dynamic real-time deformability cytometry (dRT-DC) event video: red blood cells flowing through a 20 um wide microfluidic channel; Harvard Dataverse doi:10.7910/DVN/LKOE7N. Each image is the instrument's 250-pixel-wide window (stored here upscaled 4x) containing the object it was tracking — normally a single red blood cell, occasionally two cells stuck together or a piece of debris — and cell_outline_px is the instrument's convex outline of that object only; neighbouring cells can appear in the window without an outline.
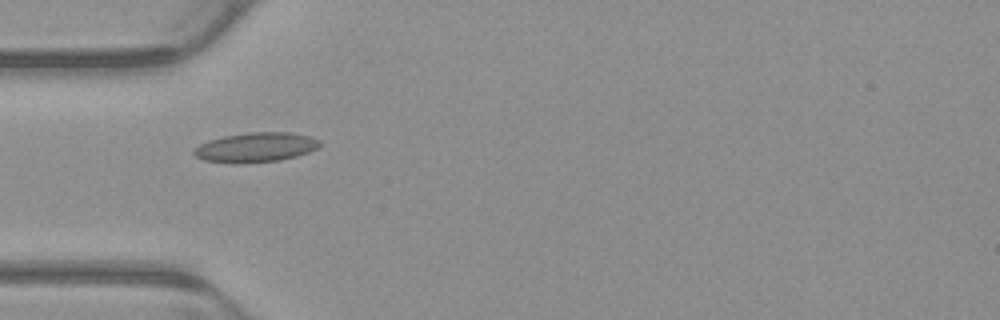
{"species": "common noctule bat (a hibernating species)", "species_latin": "Nyctalus noctula", "temperature_condition": "warm", "stored_images_in_passage": 6, "camera_frame_rate_fps": 3000, "um_per_image_px": 0.085, "animal": {"sex": "male", "body_mass_g": 23.1, "forearm_length_mm": 52.7}, "frame": {"image": 1, "passage_image": 3, "time_ms": 0.667, "image_size_px": [1000, 320], "cell_outline_px": [[320, 144], [316, 148], [308, 152], [296, 156], [280, 160], [204, 160], [196, 156], [192, 152], [200, 144], [208, 140], [224, 136], [248, 132], [288, 132], [308, 136], [320, 140]], "centroid_in_image_um": [21.79, 12.46], "position_along_channel_um": 63.2, "area_um2": 20.52}}
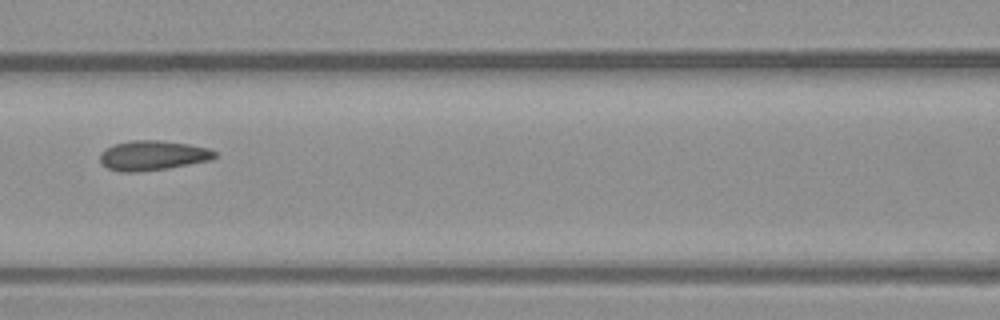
{"frame": {"image": 2, "passage_image": 5, "time_ms": 1.333, "image_size_px": [1000, 320], "cell_outline_px": [[216, 156], [212, 160], [168, 168], [136, 172], [120, 172], [108, 168], [100, 164], [100, 152], [112, 144], [132, 140], [160, 140], [188, 144], [208, 148], [216, 152]], "centroid_in_image_um": [12.95, 13.21], "position_along_channel_um": 153.7, "area_um2": 20.06}}
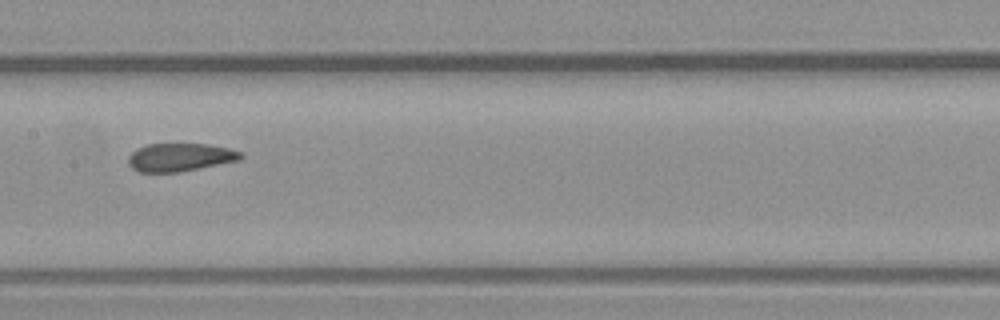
{"frame": {"image": 3, "passage_image": 6, "time_ms": 1.667, "image_size_px": [1000, 320], "cell_outline_px": [[244, 156], [240, 160], [180, 172], [140, 172], [132, 168], [128, 164], [128, 156], [136, 148], [148, 144], [208, 144], [228, 148], [240, 152]], "centroid_in_image_um": [15.28, 13.37], "position_along_channel_um": 192.1, "area_um2": 18.44}}